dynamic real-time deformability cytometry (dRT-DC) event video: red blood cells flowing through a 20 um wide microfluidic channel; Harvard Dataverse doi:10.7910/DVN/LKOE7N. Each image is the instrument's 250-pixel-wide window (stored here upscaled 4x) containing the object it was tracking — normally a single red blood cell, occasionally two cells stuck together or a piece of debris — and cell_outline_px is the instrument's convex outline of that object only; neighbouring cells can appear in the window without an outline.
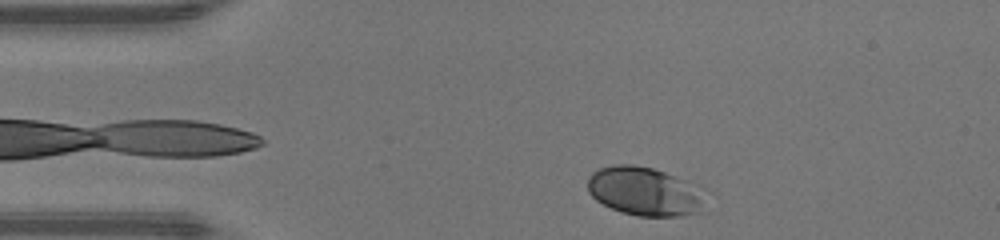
{"species": "human", "species_latin": "Homo sapiens", "temperature_condition": "warm", "stored_images_in_passage": 31, "camera_frame_rate_fps": 3000, "um_per_image_px": 0.085, "donor": {"sex": "male"}, "frame": {"image": 1, "passage_image": 1, "time_ms": 0.0, "image_size_px": [1000, 240], "cell_outline_px": [[712, 192], [696, 212], [684, 216], [640, 216], [620, 212], [596, 200], [588, 192], [588, 176], [592, 172], [600, 168], [612, 164], [632, 164], [652, 168], [700, 184], [708, 188]], "centroid_in_image_um": [54.89, 16.25], "position_along_channel_um": 30.1, "area_um2": 34.33}}
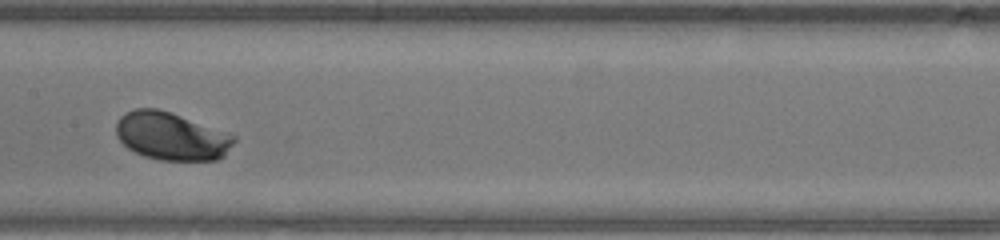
{"frame": {"image": 2, "passage_image": 16, "time_ms": 5.0, "image_size_px": [1000, 240], "cell_outline_px": [[236, 140], [224, 156], [220, 160], [160, 160], [144, 156], [128, 148], [116, 136], [116, 124], [120, 116], [124, 112], [136, 108], [156, 108], [172, 112], [228, 132], [236, 136]], "centroid_in_image_um": [14.58, 11.56], "position_along_channel_um": 192.8, "area_um2": 33.18}}
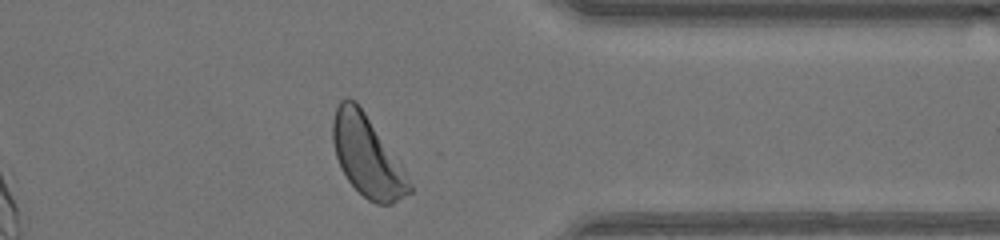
{"frame": {"image": 3, "passage_image": 30, "time_ms": 9.667, "image_size_px": [1000, 240], "cell_outline_px": [[412, 192], [392, 204], [376, 204], [368, 200], [348, 180], [340, 168], [336, 156], [332, 140], [332, 120], [336, 108], [340, 100], [348, 96], [356, 100], [400, 160], [412, 184]], "centroid_in_image_um": [31.22, 13.24], "position_along_channel_um": 380.2, "area_um2": 36.47}, "authors_computed_cell_mechanics": {"area_um2": 32.4836, "velocity_mm_per_s": 4.2643, "shape_relaxation_time_tau1_ms": 1.1091, "shape_relaxation_time_tau2_ms": null, "deformation_change_tau1": 0.0907, "deformation_change_tau2": null}}